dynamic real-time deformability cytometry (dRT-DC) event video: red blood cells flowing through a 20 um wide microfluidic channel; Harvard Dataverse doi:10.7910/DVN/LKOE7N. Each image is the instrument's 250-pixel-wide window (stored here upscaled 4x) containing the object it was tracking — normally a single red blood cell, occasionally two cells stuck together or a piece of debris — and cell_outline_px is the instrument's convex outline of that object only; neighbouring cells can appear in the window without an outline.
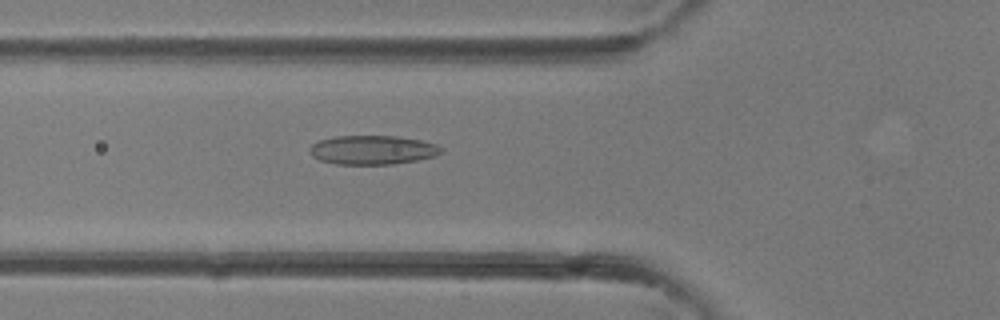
{"species": "common noctule bat (a hibernating species)", "species_latin": "Nyctalus noctula", "temperature_condition": "room temperature", "stored_images_in_passage": 39, "camera_frame_rate_fps": 3000, "um_per_image_px": 0.085, "animal": {"sex": "female"}, "frame": {"image": 1, "passage_image": 13, "time_ms": 4.0, "image_size_px": [1000, 320], "cell_outline_px": [[444, 152], [436, 156], [416, 160], [392, 164], [336, 164], [320, 160], [312, 156], [308, 152], [308, 148], [312, 144], [320, 140], [336, 136], [396, 136], [420, 140], [436, 144], [444, 148]], "centroid_in_image_um": [31.67, 12.74], "position_along_channel_um": 94.1, "area_um2": 22.37}}
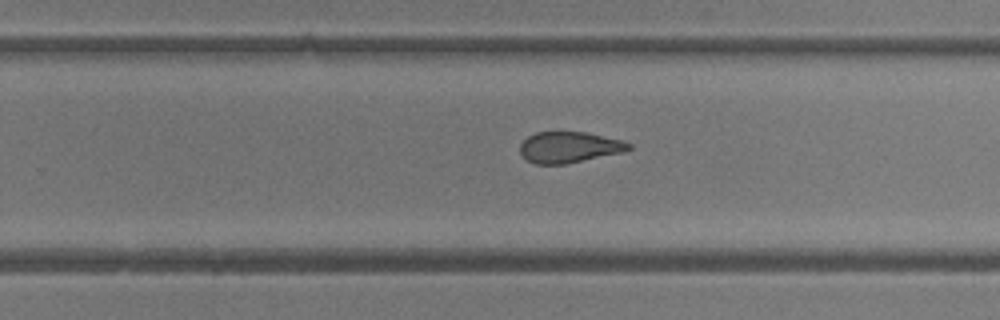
{"frame": {"image": 2, "passage_image": 24, "time_ms": 7.667, "image_size_px": [1000, 320], "cell_outline_px": [[632, 148], [620, 152], [564, 164], [536, 164], [528, 160], [520, 152], [520, 144], [528, 136], [536, 132], [584, 132], [624, 140], [632, 144]], "centroid_in_image_um": [48.37, 12.5], "position_along_channel_um": 281.4, "area_um2": 19.36}}
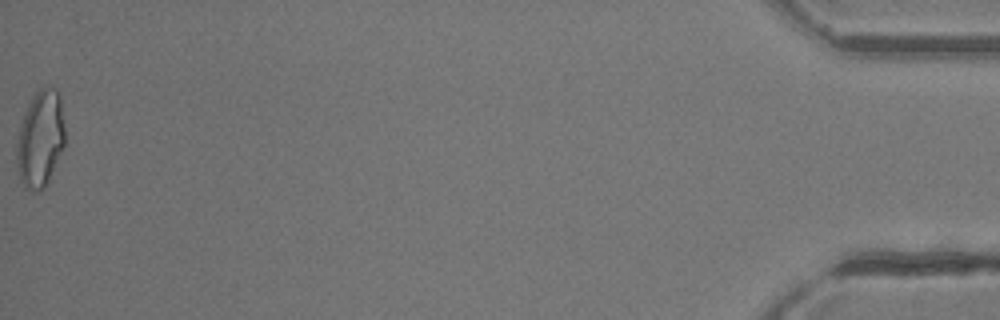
{"frame": {"image": 3, "passage_image": 39, "time_ms": 12.667, "image_size_px": [1000, 320], "cell_outline_px": [[64, 144], [48, 180], [44, 188], [40, 192], [32, 192], [24, 188], [20, 180], [16, 160], [16, 144], [20, 128], [28, 104], [32, 96], [40, 88], [48, 84], [56, 88], [60, 92], [64, 128]], "centroid_in_image_um": [3.42, 11.78], "position_along_channel_um": 431.8, "area_um2": 27.28}}